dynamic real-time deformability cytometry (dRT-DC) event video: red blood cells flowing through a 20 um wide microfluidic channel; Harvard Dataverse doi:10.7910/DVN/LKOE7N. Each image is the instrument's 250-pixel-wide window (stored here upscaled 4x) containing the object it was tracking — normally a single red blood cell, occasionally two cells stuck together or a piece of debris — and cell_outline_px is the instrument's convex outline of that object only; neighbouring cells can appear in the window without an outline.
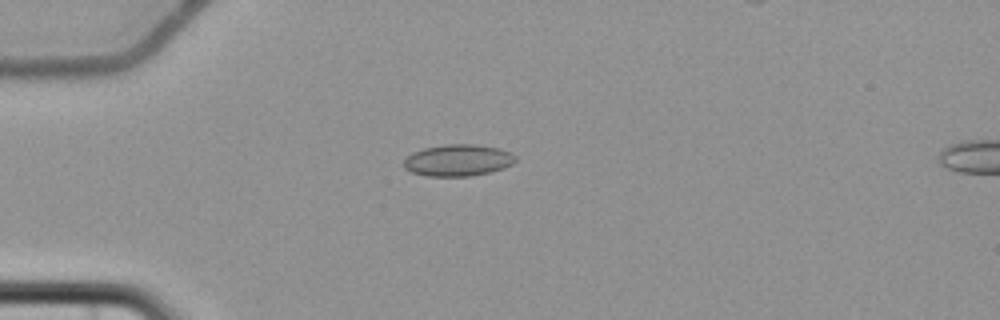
{"species": "common noctule bat (a hibernating species)", "species_latin": "Nyctalus noctula", "temperature_condition": "cold", "stored_images_in_passage": 6, "camera_frame_rate_fps": 3000, "um_per_image_px": 0.085, "animal": {"sex": "female", "body_mass_g": 22.7, "forearm_length_mm": 54.2}, "frame": {"image": 1, "passage_image": 5, "time_ms": 5.0, "image_size_px": [1000, 320], "cell_outline_px": [[516, 160], [512, 164], [504, 168], [472, 176], [428, 176], [412, 172], [404, 168], [404, 160], [412, 152], [424, 148], [444, 144], [476, 144], [496, 148], [512, 152], [516, 156]], "centroid_in_image_um": [38.93, 13.62], "position_along_channel_um": 46.1, "area_um2": 20.63}}